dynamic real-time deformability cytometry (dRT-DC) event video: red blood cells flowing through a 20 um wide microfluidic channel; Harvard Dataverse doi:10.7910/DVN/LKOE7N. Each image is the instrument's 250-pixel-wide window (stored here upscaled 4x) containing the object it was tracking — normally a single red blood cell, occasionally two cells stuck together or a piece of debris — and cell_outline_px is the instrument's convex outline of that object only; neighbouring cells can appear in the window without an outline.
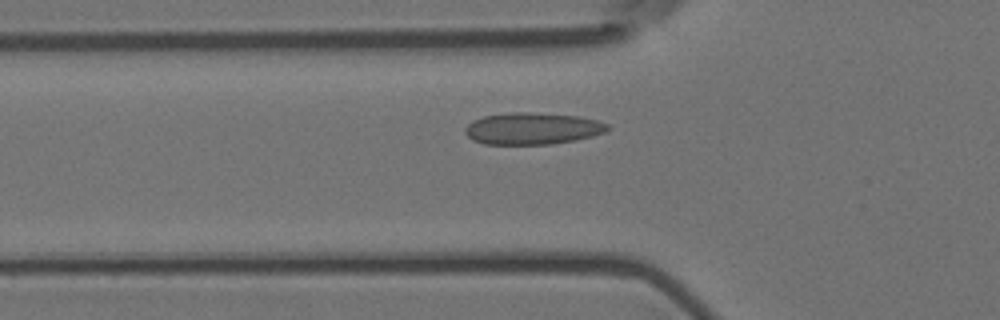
{"species": "Egyptian fruit bat (a non-hibernating species)", "species_latin": "Rousettus aegyptiacus", "temperature_condition": "room temperature", "stored_images_in_passage": 3, "camera_frame_rate_fps": 3000, "um_per_image_px": 0.085, "animal": {"sex": "female"}, "frame": {"image": 1, "passage_image": 3, "time_ms": 0.667, "image_size_px": [1000, 320], "cell_outline_px": [[608, 128], [604, 132], [592, 136], [576, 140], [548, 144], [484, 144], [472, 140], [464, 132], [464, 128], [472, 120], [484, 116], [512, 112], [528, 112], [580, 116], [596, 120], [608, 124]], "centroid_in_image_um": [45.22, 10.92], "position_along_channel_um": 80.6, "area_um2": 26.36}}